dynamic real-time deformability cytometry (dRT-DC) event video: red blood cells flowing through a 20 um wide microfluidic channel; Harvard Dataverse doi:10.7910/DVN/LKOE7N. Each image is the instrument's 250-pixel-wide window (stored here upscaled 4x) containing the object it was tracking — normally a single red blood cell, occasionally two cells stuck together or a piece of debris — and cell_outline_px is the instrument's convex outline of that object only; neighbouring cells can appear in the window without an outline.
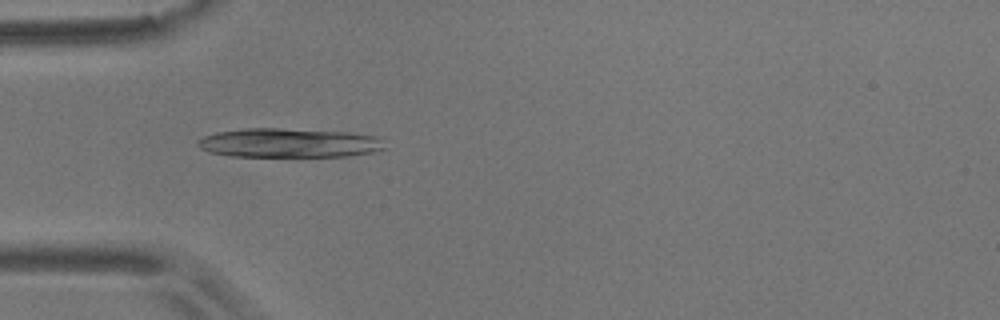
{"species": "common noctule bat (a hibernating species)", "species_latin": "Nyctalus noctula", "temperature_condition": "room temperature", "stored_images_in_passage": 17, "camera_frame_rate_fps": 3000, "um_per_image_px": 0.085, "animal": {"sex": "male", "body_mass_g": 17.9}, "frame": {"image": 1, "passage_image": 16, "time_ms": 5.0, "image_size_px": [1000, 320], "cell_outline_px": [[388, 148], [372, 152], [348, 156], [232, 156], [208, 152], [200, 148], [196, 144], [204, 136], [216, 132], [244, 128], [280, 128], [352, 132], [380, 136], [384, 140]], "centroid_in_image_um": [24.64, 12.14], "position_along_channel_um": 60.4, "area_um2": 32.19}}